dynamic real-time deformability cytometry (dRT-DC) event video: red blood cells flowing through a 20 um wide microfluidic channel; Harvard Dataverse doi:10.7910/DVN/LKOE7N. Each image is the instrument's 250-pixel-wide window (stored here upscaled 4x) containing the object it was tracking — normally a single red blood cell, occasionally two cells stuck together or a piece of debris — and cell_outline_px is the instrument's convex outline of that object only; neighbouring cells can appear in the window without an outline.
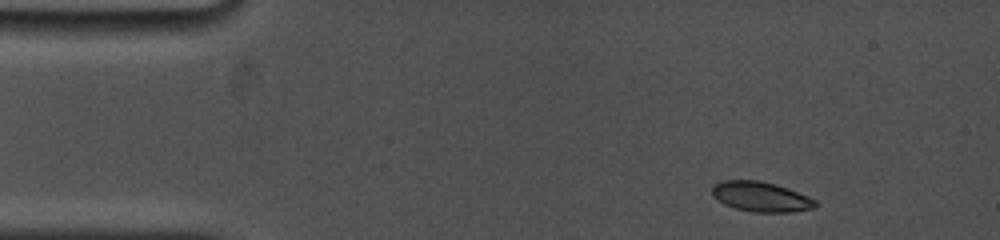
{"species": "common noctule bat (a hibernating species)", "species_latin": "Nyctalus noctula", "temperature_condition": "cold", "stored_images_in_passage": 5, "camera_frame_rate_fps": 5000, "um_per_image_px": 0.085, "animal": {"sex": "female", "body_mass_g": 19.0, "forearm_length_mm": 53.3}, "frame": {"image": 1, "passage_image": 1, "time_ms": 0.0, "image_size_px": [1000, 240], "cell_outline_px": [[816, 208], [788, 212], [752, 212], [736, 208], [724, 204], [712, 196], [712, 188], [720, 180], [760, 180], [776, 184], [808, 196], [816, 200]], "centroid_in_image_um": [64.67, 16.71], "position_along_channel_um": 20.3, "area_um2": 18.03}}
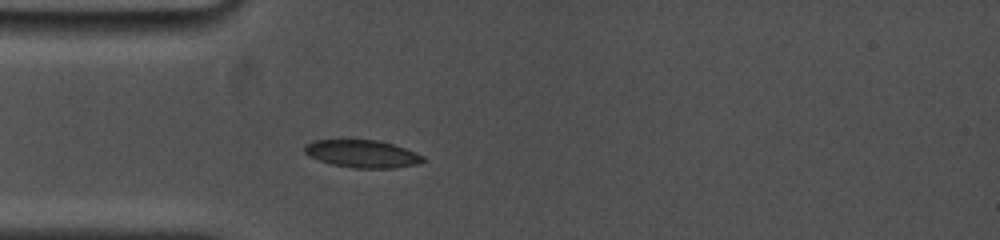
{"frame": {"image": 2, "passage_image": 5, "time_ms": 2.8, "image_size_px": [1000, 240], "cell_outline_px": [[424, 160], [420, 164], [396, 168], [352, 168], [332, 164], [308, 156], [304, 152], [304, 144], [312, 140], [380, 140], [416, 152], [424, 156]], "centroid_in_image_um": [30.79, 13.07], "position_along_channel_um": 54.2, "area_um2": 19.19}}